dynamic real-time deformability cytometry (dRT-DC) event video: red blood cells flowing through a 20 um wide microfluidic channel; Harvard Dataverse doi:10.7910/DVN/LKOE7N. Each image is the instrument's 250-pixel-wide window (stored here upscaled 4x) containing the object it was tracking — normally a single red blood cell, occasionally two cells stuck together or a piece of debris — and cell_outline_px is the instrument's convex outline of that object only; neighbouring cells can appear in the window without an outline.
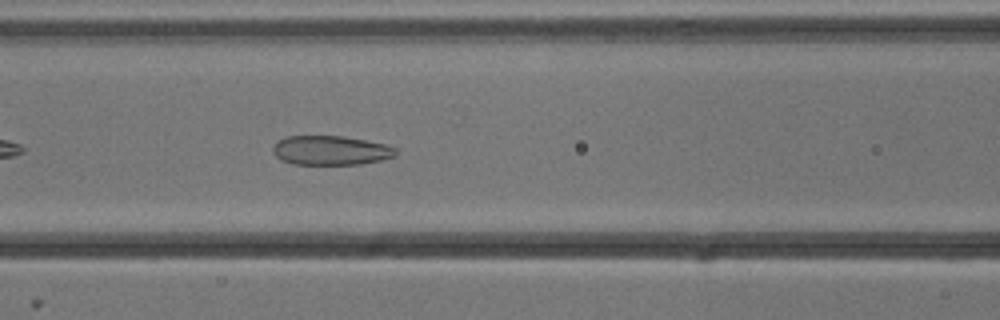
{"species": "common noctule bat (a hibernating species)", "species_latin": "Nyctalus noctula", "temperature_condition": "cold", "stored_images_in_passage": 41, "camera_frame_rate_fps": 3000, "um_per_image_px": 0.085, "animal": {"sex": "male", "body_mass_g": 13.3}, "frame": {"image": 1, "passage_image": 10, "time_ms": 3.0, "image_size_px": [1000, 320], "cell_outline_px": [[396, 156], [380, 160], [360, 164], [292, 164], [280, 160], [272, 152], [272, 148], [276, 140], [284, 136], [344, 136], [388, 144], [396, 148]], "centroid_in_image_um": [28.08, 12.77], "position_along_channel_um": 138.5, "area_um2": 21.27}}
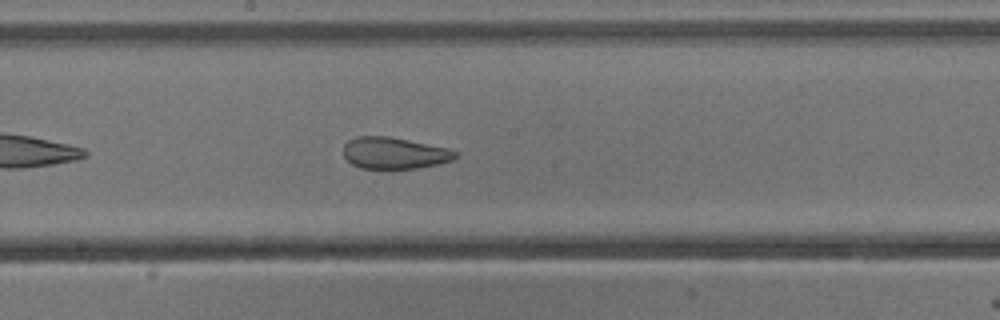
{"frame": {"image": 2, "passage_image": 16, "time_ms": 5.0, "image_size_px": [1000, 320], "cell_outline_px": [[460, 156], [452, 160], [440, 164], [392, 172], [360, 168], [352, 164], [344, 156], [344, 144], [348, 140], [356, 136], [388, 136], [448, 148], [456, 152]], "centroid_in_image_um": [33.51, 13.06], "position_along_channel_um": 214.7, "area_um2": 21.39}}
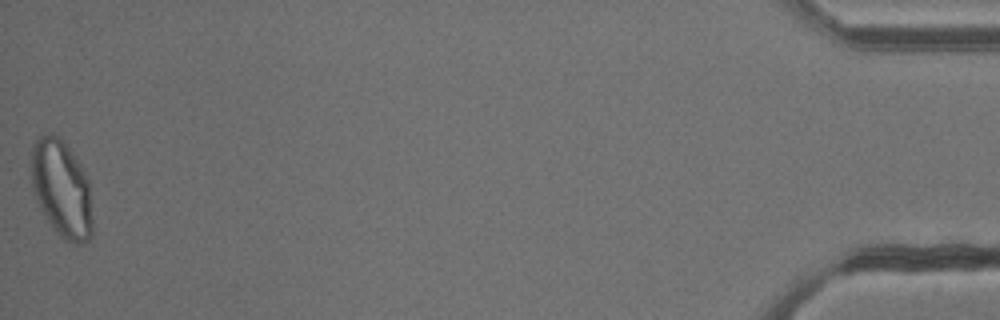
{"frame": {"image": 3, "passage_image": 41, "time_ms": 13.333, "image_size_px": [1000, 320], "cell_outline_px": [[92, 236], [88, 240], [80, 244], [64, 240], [56, 232], [40, 208], [36, 200], [32, 188], [32, 144], [40, 136], [52, 132], [60, 136], [80, 164], [88, 180], [92, 220]], "centroid_in_image_um": [5.23, 16.04], "position_along_channel_um": 430.0, "area_um2": 34.56}, "authors_computed_cell_mechanics": {"area_um2": 24.1026, "velocity_mm_per_s": 3.8065, "shape_relaxation_time_tau1_ms": null, "shape_relaxation_time_tau2_ms": 1.7224, "deformation_change_tau1": null, "deformation_change_tau2": 0.0885}}